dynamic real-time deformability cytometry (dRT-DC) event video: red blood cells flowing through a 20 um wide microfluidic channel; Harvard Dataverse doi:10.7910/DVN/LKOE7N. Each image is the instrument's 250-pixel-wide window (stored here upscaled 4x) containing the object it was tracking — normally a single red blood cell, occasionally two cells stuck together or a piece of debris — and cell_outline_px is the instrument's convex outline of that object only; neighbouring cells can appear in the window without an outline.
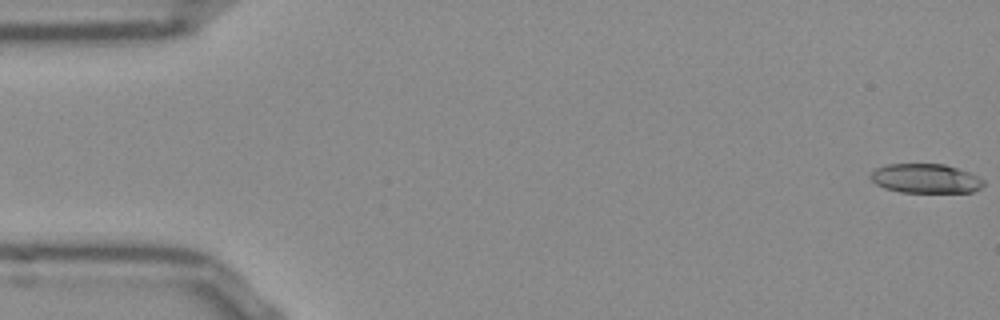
{"species": "Egyptian fruit bat (a non-hibernating species)", "species_latin": "Rousettus aegyptiacus", "temperature_condition": "room temperature", "stored_images_in_passage": 53, "camera_frame_rate_fps": 3000, "um_per_image_px": 0.085, "frame": {"image": 1, "passage_image": 1, "time_ms": 0.0, "image_size_px": [1000, 320], "cell_outline_px": [[984, 184], [980, 188], [972, 192], [900, 192], [884, 188], [876, 184], [868, 176], [876, 168], [888, 164], [944, 164], [968, 172], [984, 180]], "centroid_in_image_um": [78.65, 15.17], "position_along_channel_um": 6.4, "area_um2": 19.19}}
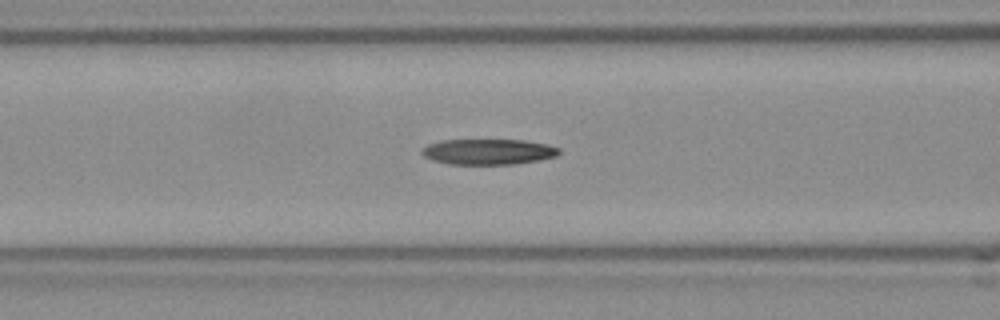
{"frame": {"image": 2, "passage_image": 21, "time_ms": 6.667, "image_size_px": [1000, 320], "cell_outline_px": [[560, 152], [556, 156], [540, 160], [516, 164], [448, 164], [432, 160], [424, 156], [420, 152], [428, 144], [440, 140], [524, 140], [544, 144], [560, 148]], "centroid_in_image_um": [41.49, 12.9], "position_along_channel_um": 125.1, "area_um2": 20.46}}
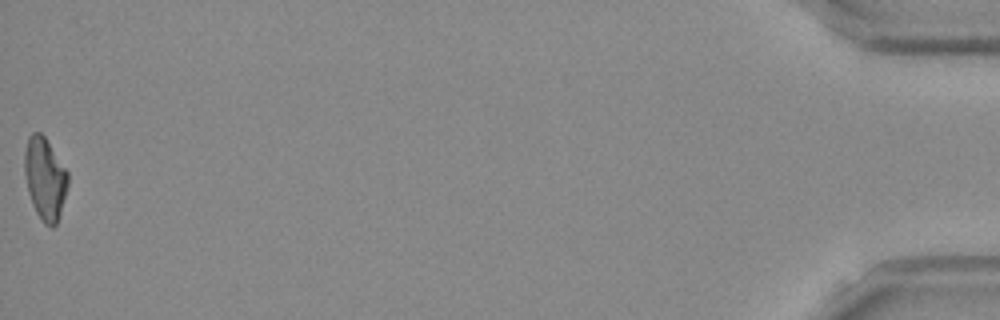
{"frame": {"image": 3, "passage_image": 53, "time_ms": 17.333, "image_size_px": [1000, 320], "cell_outline_px": [[68, 184], [60, 212], [56, 224], [52, 228], [44, 224], [36, 212], [32, 204], [28, 192], [24, 172], [24, 152], [28, 136], [32, 132], [40, 132], [44, 136], [68, 172]], "centroid_in_image_um": [3.8, 15.17], "position_along_channel_um": 431.4, "area_um2": 20.69}, "authors_computed_cell_mechanics": {"area_um2": 20.6924, "velocity_mm_per_s": 3.8484, "shape_relaxation_time_tau1_ms": 7.7167, "shape_relaxation_time_tau2_ms": 7.9935, "deformation_change_tau1": 0.2253, "deformation_change_tau2": 0.1868}}